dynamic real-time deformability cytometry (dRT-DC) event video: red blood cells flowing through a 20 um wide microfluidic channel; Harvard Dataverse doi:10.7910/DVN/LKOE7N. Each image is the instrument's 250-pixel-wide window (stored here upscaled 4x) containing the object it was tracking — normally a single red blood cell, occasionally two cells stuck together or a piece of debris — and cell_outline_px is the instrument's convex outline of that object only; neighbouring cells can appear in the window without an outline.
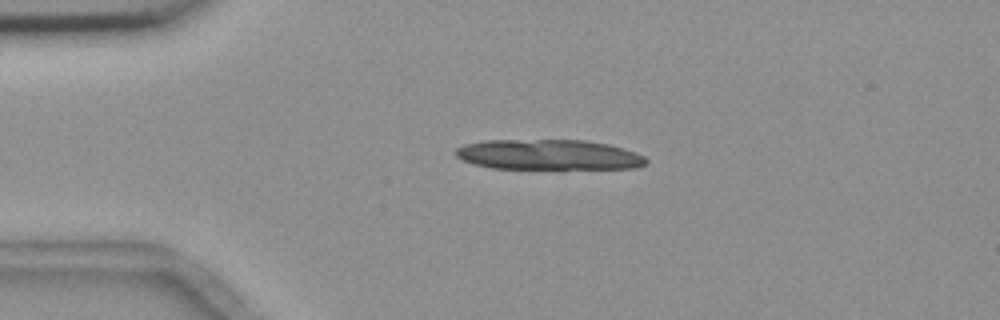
{"species": "common noctule bat (a hibernating species)", "species_latin": "Nyctalus noctula", "temperature_condition": "room temperature", "stored_images_in_passage": 5, "camera_frame_rate_fps": 3000, "um_per_image_px": 0.085, "animal": {"sex": "female", "body_mass_g": 18.4}, "frame": {"image": 1, "passage_image": 3, "time_ms": 3.0, "image_size_px": [1000, 320], "cell_outline_px": [[648, 160], [644, 164], [636, 168], [492, 168], [472, 164], [456, 156], [452, 152], [456, 148], [464, 144], [484, 140], [584, 140], [608, 144], [624, 148], [636, 152], [644, 156]], "centroid_in_image_um": [46.59, 13.14], "position_along_channel_um": 38.4, "area_um2": 33.58}}